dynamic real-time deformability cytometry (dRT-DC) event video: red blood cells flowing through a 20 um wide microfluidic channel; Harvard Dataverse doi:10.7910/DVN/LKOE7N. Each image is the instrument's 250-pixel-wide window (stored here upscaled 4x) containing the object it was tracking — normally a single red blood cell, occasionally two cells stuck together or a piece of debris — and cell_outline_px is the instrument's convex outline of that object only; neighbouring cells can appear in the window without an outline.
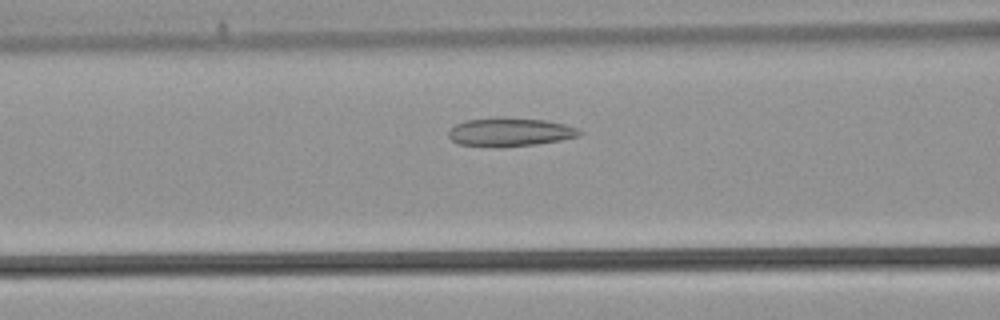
{"species": "common noctule bat (a hibernating species)", "species_latin": "Nyctalus noctula", "temperature_condition": "warm", "stored_images_in_passage": 28, "camera_frame_rate_fps": 3000, "um_per_image_px": 0.085, "animal": {"sex": "male", "body_mass_g": 21.5, "forearm_length_mm": 52.0}, "frame": {"image": 1, "passage_image": 7, "time_ms": 2.0, "image_size_px": [1000, 320], "cell_outline_px": [[584, 132], [580, 136], [560, 140], [532, 144], [460, 144], [452, 140], [448, 136], [448, 132], [456, 124], [464, 120], [496, 116], [504, 116], [544, 120], [564, 124], [576, 128]], "centroid_in_image_um": [43.37, 11.15], "position_along_channel_um": 123.2, "area_um2": 21.04}}
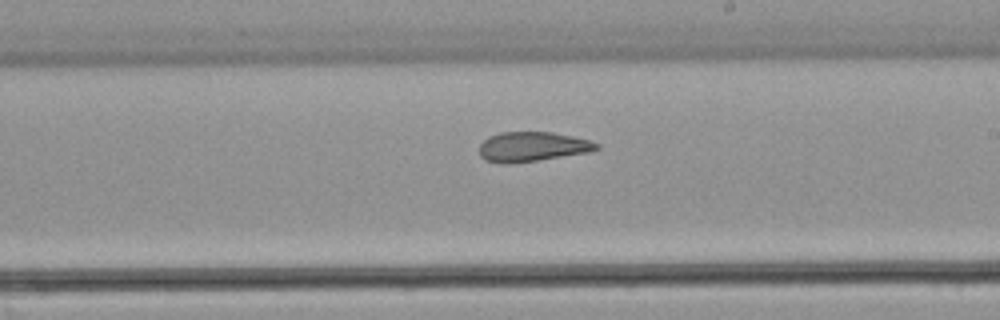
{"frame": {"image": 2, "passage_image": 14, "time_ms": 4.333, "image_size_px": [1000, 320], "cell_outline_px": [[600, 148], [588, 152], [536, 160], [504, 164], [500, 164], [484, 160], [480, 156], [480, 144], [488, 136], [500, 132], [552, 132], [572, 136], [588, 140], [600, 144]], "centroid_in_image_um": [45.21, 12.46], "position_along_channel_um": 243.8, "area_um2": 20.17}}
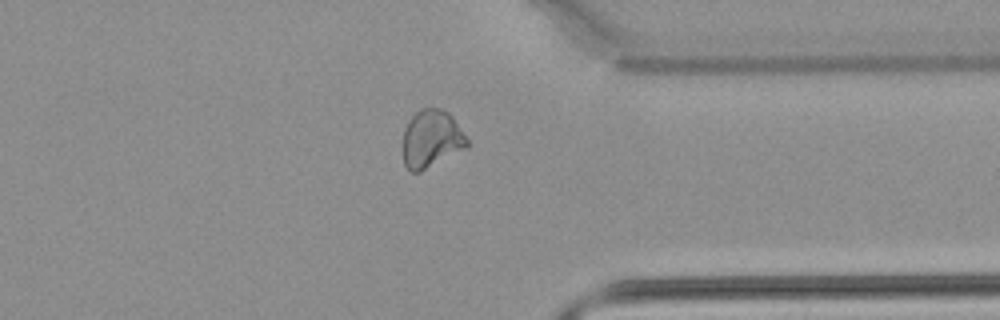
{"frame": {"image": 3, "passage_image": 22, "time_ms": 7.0, "image_size_px": [1000, 320], "cell_outline_px": [[468, 148], [420, 172], [412, 172], [404, 164], [400, 148], [404, 128], [408, 120], [420, 108], [440, 108], [448, 112], [452, 116], [468, 140]], "centroid_in_image_um": [36.62, 11.82], "position_along_channel_um": 374.8, "area_um2": 22.14}}